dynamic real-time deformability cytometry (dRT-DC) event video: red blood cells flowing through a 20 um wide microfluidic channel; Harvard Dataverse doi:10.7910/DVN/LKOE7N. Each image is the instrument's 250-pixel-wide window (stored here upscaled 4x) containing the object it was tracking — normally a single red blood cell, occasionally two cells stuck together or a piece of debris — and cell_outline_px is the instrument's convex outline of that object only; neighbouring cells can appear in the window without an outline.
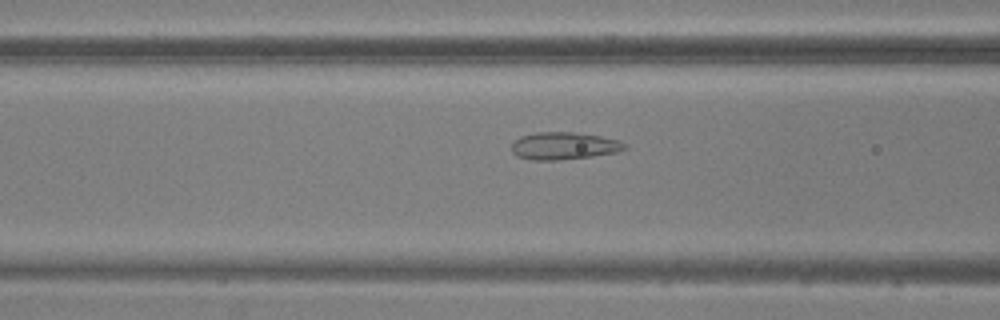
{"species": "common noctule bat (a hibernating species)", "species_latin": "Nyctalus noctula", "temperature_condition": "warm", "stored_images_in_passage": 37, "camera_frame_rate_fps": 3000, "um_per_image_px": 0.085, "animal": {"sex": "male", "body_mass_g": 20.5, "forearm_length_mm": 52.5}, "frame": {"image": 1, "passage_image": 9, "time_ms": 2.667, "image_size_px": [1000, 320], "cell_outline_px": [[628, 148], [616, 152], [592, 156], [556, 160], [532, 160], [516, 156], [512, 152], [512, 144], [520, 136], [536, 132], [572, 132], [600, 136], [620, 140], [628, 144]], "centroid_in_image_um": [47.95, 12.39], "position_along_channel_um": 118.6, "area_um2": 18.09}}
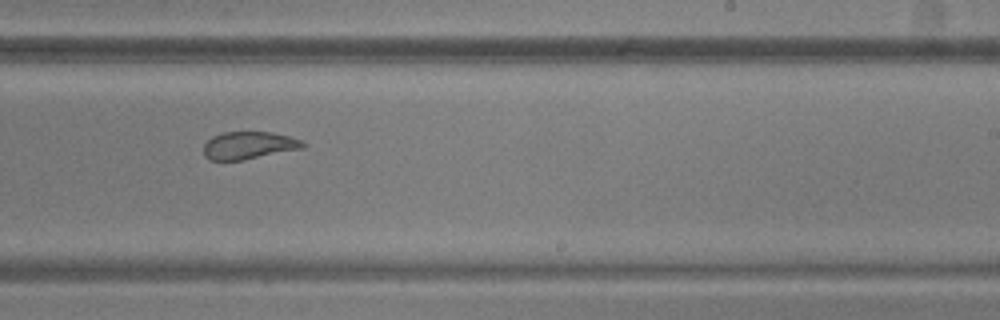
{"frame": {"image": 2, "passage_image": 20, "time_ms": 6.333, "image_size_px": [1000, 320], "cell_outline_px": [[304, 148], [244, 160], [208, 160], [204, 156], [204, 144], [212, 136], [224, 132], [272, 132], [288, 136], [300, 140], [304, 144]], "centroid_in_image_um": [21.12, 12.36], "position_along_channel_um": 267.9, "area_um2": 15.9}}
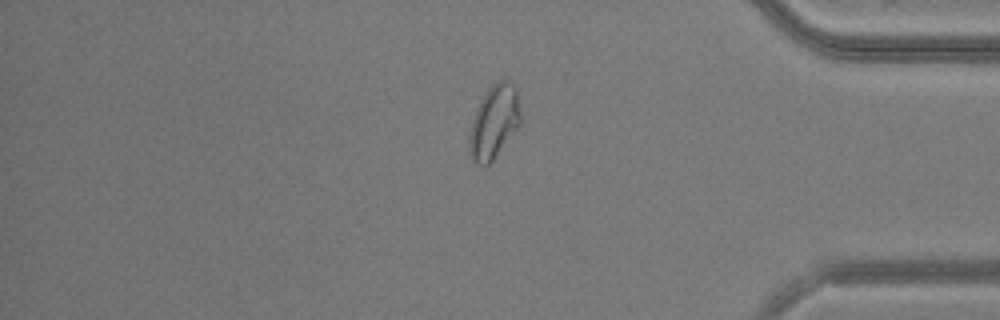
{"frame": {"image": 3, "passage_image": 31, "time_ms": 10.0, "image_size_px": [1000, 320], "cell_outline_px": [[520, 124], [488, 168], [484, 168], [476, 164], [472, 160], [468, 152], [468, 136], [472, 120], [480, 100], [488, 88], [496, 80], [508, 80], [516, 88], [520, 116]], "centroid_in_image_um": [41.95, 10.43], "position_along_channel_um": 393.2, "area_um2": 22.31}}